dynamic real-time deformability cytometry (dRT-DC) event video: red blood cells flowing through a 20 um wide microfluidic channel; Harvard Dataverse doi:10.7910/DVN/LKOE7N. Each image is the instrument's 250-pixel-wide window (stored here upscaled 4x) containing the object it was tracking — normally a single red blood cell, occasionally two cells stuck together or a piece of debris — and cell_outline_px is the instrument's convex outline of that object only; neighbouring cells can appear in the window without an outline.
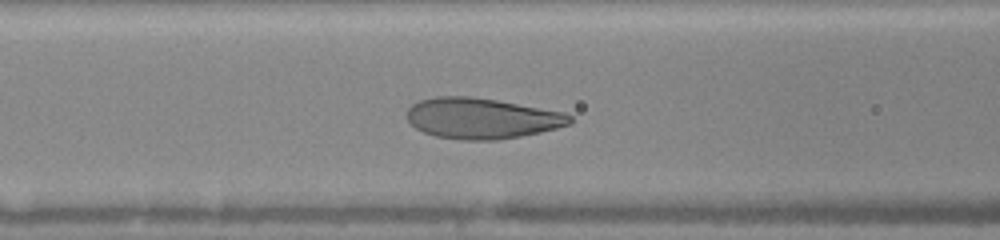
{"species": "human", "species_latin": "Homo sapiens", "temperature_condition": "warm", "stored_images_in_passage": 16, "camera_frame_rate_fps": 3000, "um_per_image_px": 0.085, "donor": {"sex": "female"}, "frame": {"image": 1, "passage_image": 16, "time_ms": 5.333, "image_size_px": [1000, 240], "cell_outline_px": [[572, 124], [540, 132], [520, 136], [496, 140], [460, 140], [436, 136], [424, 132], [416, 128], [404, 116], [408, 108], [412, 104], [420, 100], [436, 96], [468, 96], [496, 100], [564, 112], [572, 116]], "centroid_in_image_um": [40.92, 10.05], "position_along_channel_um": 125.7, "area_um2": 38.73}}